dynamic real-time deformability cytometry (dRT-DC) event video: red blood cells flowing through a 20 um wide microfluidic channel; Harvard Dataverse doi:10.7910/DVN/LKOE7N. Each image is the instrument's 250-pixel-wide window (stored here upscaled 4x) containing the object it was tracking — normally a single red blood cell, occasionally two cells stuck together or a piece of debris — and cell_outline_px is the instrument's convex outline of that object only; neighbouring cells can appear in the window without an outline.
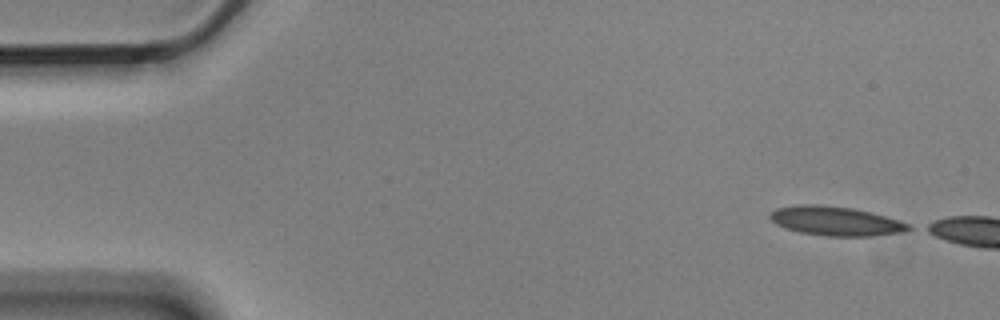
{"species": "Egyptian fruit bat (a non-hibernating species)", "species_latin": "Rousettus aegyptiacus", "temperature_condition": "cold", "stored_images_in_passage": 2, "camera_frame_rate_fps": 3000, "um_per_image_px": 0.085, "animal": {"sex": "male"}, "frame": {"image": 1, "passage_image": 1, "time_ms": 0.0, "image_size_px": [1000, 320], "cell_outline_px": [[912, 228], [904, 232], [868, 236], [824, 236], [800, 232], [784, 228], [776, 224], [768, 216], [768, 212], [776, 208], [800, 204], [820, 204], [852, 208], [884, 216], [908, 224]], "centroid_in_image_um": [70.95, 18.78], "position_along_channel_um": 14.1, "area_um2": 23.47}}